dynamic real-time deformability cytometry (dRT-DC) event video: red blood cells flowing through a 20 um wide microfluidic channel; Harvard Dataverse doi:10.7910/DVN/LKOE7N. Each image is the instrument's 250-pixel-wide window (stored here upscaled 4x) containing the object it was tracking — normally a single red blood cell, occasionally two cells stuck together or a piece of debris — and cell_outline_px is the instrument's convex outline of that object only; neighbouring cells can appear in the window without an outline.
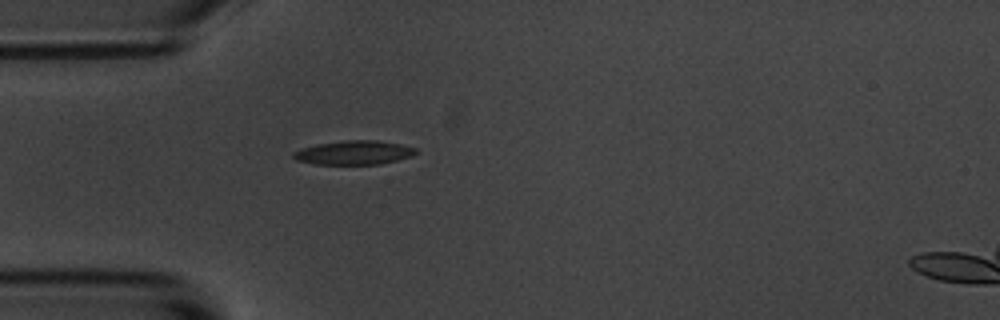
{"species": "common noctule bat (a hibernating species)", "species_latin": "Nyctalus noctula", "temperature_condition": "room temperature", "stored_images_in_passage": 1, "camera_frame_rate_fps": 3000, "um_per_image_px": 0.085, "animal": {"sex": "male", "body_mass_g": 20.1, "forearm_length_mm": 53.5}, "frame": {"image": 1, "passage_image": 1, "time_ms": 0.0, "image_size_px": [1000, 320], "cell_outline_px": [[416, 152], [412, 156], [380, 164], [316, 164], [296, 160], [292, 156], [292, 152], [300, 148], [316, 144], [344, 140], [376, 140], [400, 144], [416, 148]], "centroid_in_image_um": [30.04, 12.97], "position_along_channel_um": 55.0, "area_um2": 17.11}}